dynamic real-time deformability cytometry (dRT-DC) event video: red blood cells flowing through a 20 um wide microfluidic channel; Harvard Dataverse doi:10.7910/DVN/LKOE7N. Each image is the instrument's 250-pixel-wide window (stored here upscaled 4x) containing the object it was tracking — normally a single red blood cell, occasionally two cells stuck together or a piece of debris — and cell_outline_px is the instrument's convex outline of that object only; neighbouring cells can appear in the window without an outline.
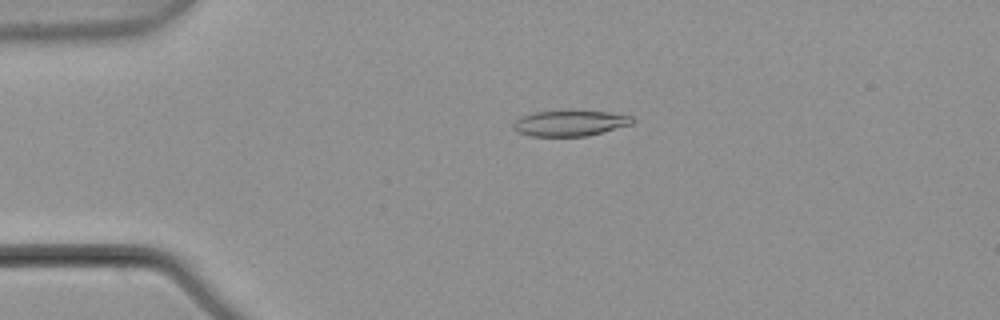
{"species": "common noctule bat (a hibernating species)", "species_latin": "Nyctalus noctula", "temperature_condition": "warm", "stored_images_in_passage": 2, "camera_frame_rate_fps": 3000, "um_per_image_px": 0.085, "animal": {"sex": "male", "body_mass_g": 21.5, "forearm_length_mm": 52.0}, "frame": {"image": 1, "passage_image": 1, "time_ms": 0.0, "image_size_px": [1000, 320], "cell_outline_px": [[636, 120], [632, 124], [604, 132], [588, 136], [532, 136], [520, 132], [512, 128], [512, 124], [520, 116], [532, 112], [612, 112], [632, 116]], "centroid_in_image_um": [48.47, 10.48], "position_along_channel_um": 36.5, "area_um2": 17.63}}